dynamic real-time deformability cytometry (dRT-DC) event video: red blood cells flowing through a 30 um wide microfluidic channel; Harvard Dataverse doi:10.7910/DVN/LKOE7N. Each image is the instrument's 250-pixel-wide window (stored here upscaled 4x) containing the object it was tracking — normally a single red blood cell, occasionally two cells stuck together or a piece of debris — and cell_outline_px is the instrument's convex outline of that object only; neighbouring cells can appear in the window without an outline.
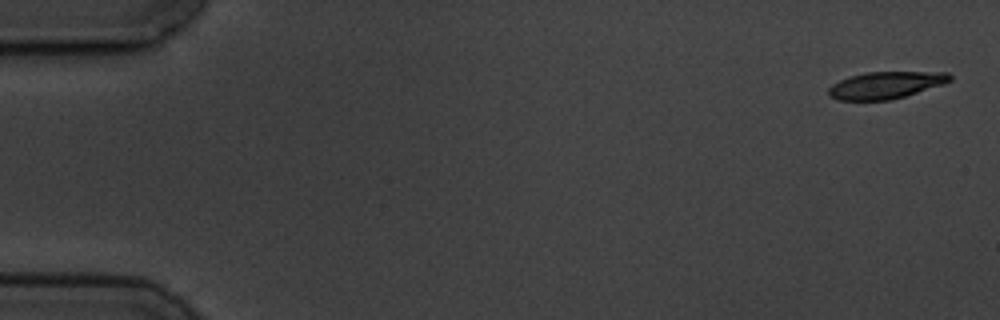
{"species": "common noctule bat (a hibernating species)", "species_latin": "Nyctalus noctula", "temperature_condition": "cold", "stored_images_in_passage": 5, "camera_frame_rate_fps": 3000, "um_per_image_px": 0.085, "animal": {"sex": "male", "body_mass_g": 19.5, "forearm_length_mm": 54.6}, "frame": {"image": 1, "passage_image": 1, "time_ms": 0.0, "image_size_px": [1000, 320], "cell_outline_px": [[952, 80], [944, 84], [892, 100], [836, 100], [828, 96], [828, 88], [832, 84], [840, 80], [852, 76], [868, 72], [948, 72], [952, 76]], "centroid_in_image_um": [75.29, 7.24], "position_along_channel_um": 9.7, "area_um2": 19.13}}
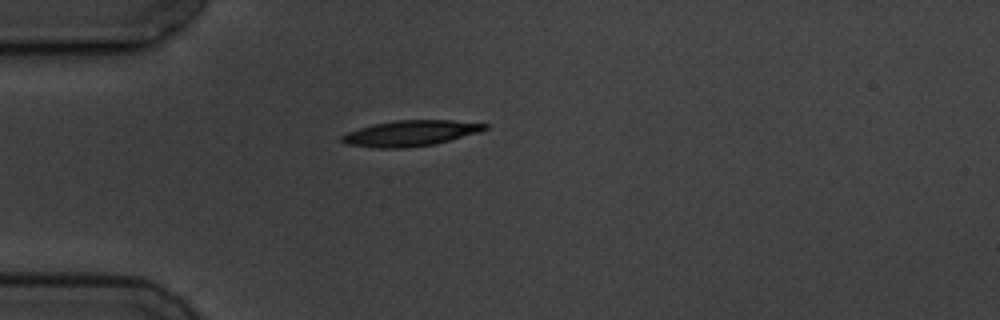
{"frame": {"image": 2, "passage_image": 5, "time_ms": 4.667, "image_size_px": [1000, 320], "cell_outline_px": [[488, 128], [480, 132], [432, 144], [408, 148], [372, 148], [348, 144], [340, 140], [340, 136], [348, 132], [372, 124], [396, 120], [452, 120], [488, 124]], "centroid_in_image_um": [34.87, 11.32], "position_along_channel_um": 50.1, "area_um2": 21.33}}